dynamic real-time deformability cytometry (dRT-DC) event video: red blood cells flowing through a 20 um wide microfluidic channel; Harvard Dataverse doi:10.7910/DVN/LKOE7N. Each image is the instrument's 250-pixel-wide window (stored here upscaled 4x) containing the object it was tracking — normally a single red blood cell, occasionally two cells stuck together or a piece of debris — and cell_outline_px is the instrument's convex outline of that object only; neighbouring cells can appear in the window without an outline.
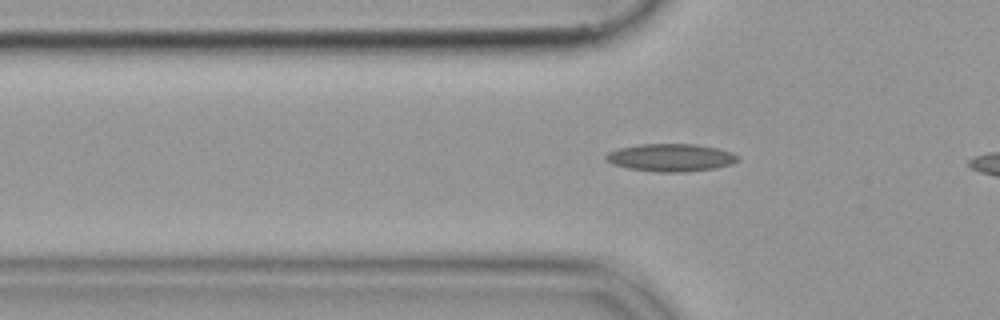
{"species": "common noctule bat (a hibernating species)", "species_latin": "Nyctalus noctula", "temperature_condition": "cold", "stored_images_in_passage": 7, "camera_frame_rate_fps": 3000, "um_per_image_px": 0.085, "animal": {"sex": "female", "body_mass_g": 19.9}, "frame": {"image": 1, "passage_image": 4, "time_ms": 1.0, "image_size_px": [1000, 320], "cell_outline_px": [[740, 156], [732, 164], [716, 168], [688, 172], [656, 172], [628, 168], [612, 164], [604, 156], [608, 152], [620, 148], [640, 144], [696, 144], [716, 148], [732, 152]], "centroid_in_image_um": [57.03, 13.4], "position_along_channel_um": 68.8, "area_um2": 21.27}}